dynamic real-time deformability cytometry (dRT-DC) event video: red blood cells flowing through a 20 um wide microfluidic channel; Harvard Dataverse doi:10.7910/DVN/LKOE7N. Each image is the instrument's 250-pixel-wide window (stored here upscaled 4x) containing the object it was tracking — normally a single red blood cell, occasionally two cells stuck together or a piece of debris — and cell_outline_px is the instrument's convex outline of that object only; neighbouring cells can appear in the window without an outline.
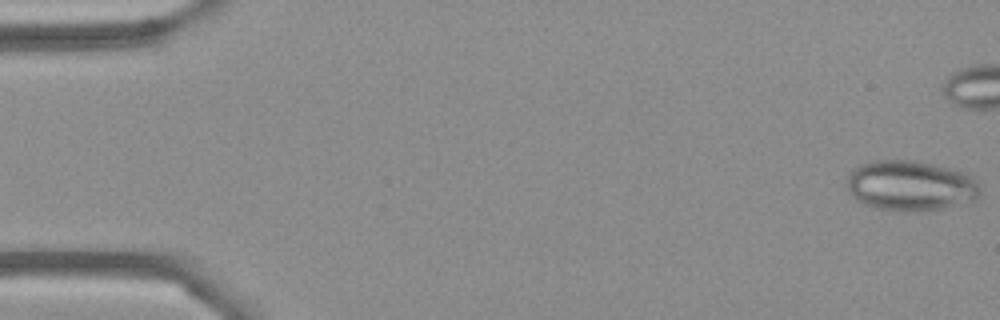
{"species": "Egyptian fruit bat (a non-hibernating species)", "species_latin": "Rousettus aegyptiacus", "temperature_condition": "cold", "stored_images_in_passage": 44, "camera_frame_rate_fps": 3000, "um_per_image_px": 0.085, "frame": {"image": 1, "passage_image": 1, "time_ms": 0.0, "image_size_px": [1000, 320], "cell_outline_px": [[980, 192], [976, 200], [944, 208], [904, 212], [876, 208], [864, 204], [856, 200], [848, 192], [844, 180], [852, 168], [868, 160], [916, 160], [952, 168], [964, 172], [972, 176], [980, 184]], "centroid_in_image_um": [77.35, 15.77], "position_along_channel_um": 7.6, "area_um2": 39.88}}
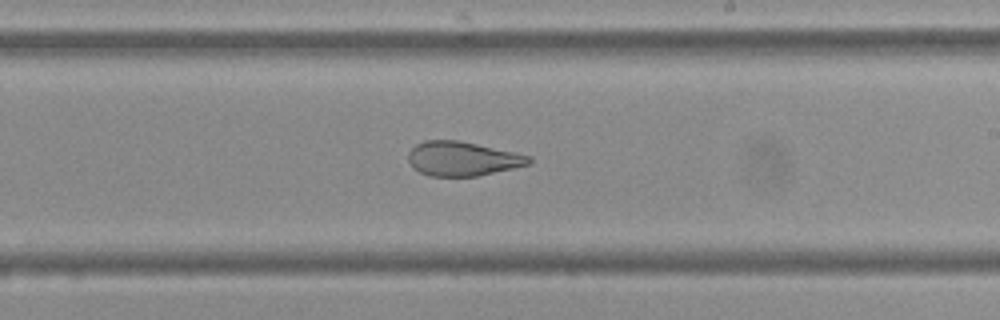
{"frame": {"image": 2, "passage_image": 32, "time_ms": 10.333, "image_size_px": [1000, 320], "cell_outline_px": [[532, 160], [528, 164], [512, 168], [476, 176], [428, 176], [412, 168], [408, 160], [408, 152], [416, 144], [424, 140], [460, 140], [532, 156]], "centroid_in_image_um": [39.27, 13.48], "position_along_channel_um": 249.7, "area_um2": 24.1}}
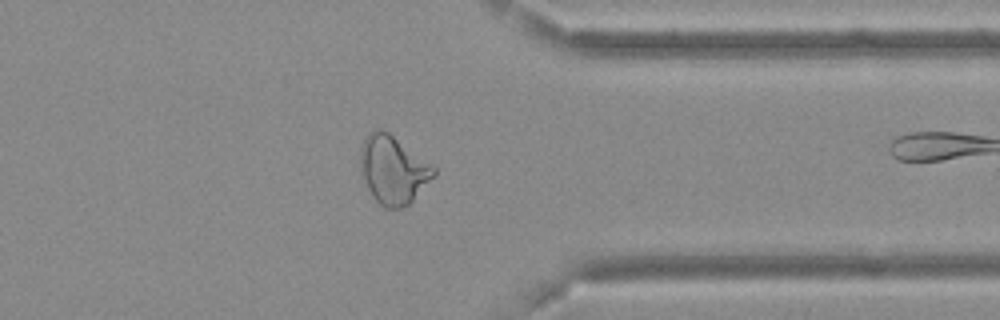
{"frame": {"image": 3, "passage_image": 43, "time_ms": 14.0, "image_size_px": [1000, 320], "cell_outline_px": [[436, 172], [412, 200], [408, 204], [400, 208], [384, 208], [376, 200], [368, 188], [360, 172], [360, 148], [368, 132], [376, 128], [380, 128], [388, 132], [432, 164], [436, 168]], "centroid_in_image_um": [33.37, 14.4], "position_along_channel_um": 378.0, "area_um2": 28.78}}